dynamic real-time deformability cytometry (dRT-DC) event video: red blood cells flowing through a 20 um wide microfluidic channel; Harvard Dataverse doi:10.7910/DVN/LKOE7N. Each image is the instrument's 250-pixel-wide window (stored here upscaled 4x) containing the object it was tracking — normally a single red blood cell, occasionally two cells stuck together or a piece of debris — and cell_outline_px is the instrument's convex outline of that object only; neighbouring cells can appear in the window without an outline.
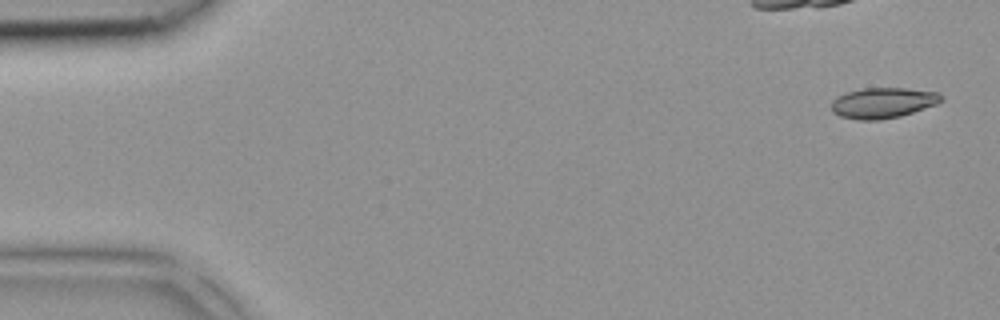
{"species": "common noctule bat (a hibernating species)", "species_latin": "Nyctalus noctula", "temperature_condition": "room temperature", "stored_images_in_passage": 4, "camera_frame_rate_fps": 3000, "um_per_image_px": 0.085, "animal": {"sex": "female", "body_mass_g": 18.4}, "frame": {"image": 1, "passage_image": 1, "time_ms": 0.0, "image_size_px": [1000, 320], "cell_outline_px": [[944, 100], [936, 104], [900, 116], [880, 120], [856, 120], [840, 116], [832, 112], [832, 100], [836, 96], [848, 92], [864, 88], [908, 88], [936, 92], [944, 96]], "centroid_in_image_um": [75.04, 8.74], "position_along_channel_um": 10.0, "area_um2": 19.59}}